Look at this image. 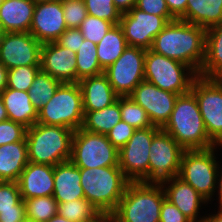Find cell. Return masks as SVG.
I'll list each match as a JSON object with an SVG mask.
<instances>
[{
    "label": "cell",
    "instance_id": "d6986e66",
    "mask_svg": "<svg viewBox=\"0 0 222 222\" xmlns=\"http://www.w3.org/2000/svg\"><path fill=\"white\" fill-rule=\"evenodd\" d=\"M76 52L57 42L41 47L40 69L62 83H76Z\"/></svg>",
    "mask_w": 222,
    "mask_h": 222
},
{
    "label": "cell",
    "instance_id": "2e32d148",
    "mask_svg": "<svg viewBox=\"0 0 222 222\" xmlns=\"http://www.w3.org/2000/svg\"><path fill=\"white\" fill-rule=\"evenodd\" d=\"M178 95L143 80L129 96L147 112L152 125L163 128L170 119Z\"/></svg>",
    "mask_w": 222,
    "mask_h": 222
},
{
    "label": "cell",
    "instance_id": "db71d44e",
    "mask_svg": "<svg viewBox=\"0 0 222 222\" xmlns=\"http://www.w3.org/2000/svg\"><path fill=\"white\" fill-rule=\"evenodd\" d=\"M32 1L36 4V3H45V2L55 1V0H32Z\"/></svg>",
    "mask_w": 222,
    "mask_h": 222
},
{
    "label": "cell",
    "instance_id": "c3c4849f",
    "mask_svg": "<svg viewBox=\"0 0 222 222\" xmlns=\"http://www.w3.org/2000/svg\"><path fill=\"white\" fill-rule=\"evenodd\" d=\"M217 192V194H216ZM216 197L218 196L217 200H218V209H222V165L219 164L218 167V175H217V184H216V190H215V194Z\"/></svg>",
    "mask_w": 222,
    "mask_h": 222
},
{
    "label": "cell",
    "instance_id": "e0dca14e",
    "mask_svg": "<svg viewBox=\"0 0 222 222\" xmlns=\"http://www.w3.org/2000/svg\"><path fill=\"white\" fill-rule=\"evenodd\" d=\"M62 1L36 3L29 32L41 43L56 42L67 29Z\"/></svg>",
    "mask_w": 222,
    "mask_h": 222
},
{
    "label": "cell",
    "instance_id": "30bf717a",
    "mask_svg": "<svg viewBox=\"0 0 222 222\" xmlns=\"http://www.w3.org/2000/svg\"><path fill=\"white\" fill-rule=\"evenodd\" d=\"M190 91L198 102L209 138L222 146V79L197 76Z\"/></svg>",
    "mask_w": 222,
    "mask_h": 222
},
{
    "label": "cell",
    "instance_id": "1f68e13d",
    "mask_svg": "<svg viewBox=\"0 0 222 222\" xmlns=\"http://www.w3.org/2000/svg\"><path fill=\"white\" fill-rule=\"evenodd\" d=\"M58 214L72 222H97L103 217L85 198L58 203Z\"/></svg>",
    "mask_w": 222,
    "mask_h": 222
},
{
    "label": "cell",
    "instance_id": "8d00e7d4",
    "mask_svg": "<svg viewBox=\"0 0 222 222\" xmlns=\"http://www.w3.org/2000/svg\"><path fill=\"white\" fill-rule=\"evenodd\" d=\"M113 26L114 24L110 21L99 19L98 17L87 14L78 29L82 33L84 39L98 44L108 30Z\"/></svg>",
    "mask_w": 222,
    "mask_h": 222
},
{
    "label": "cell",
    "instance_id": "b9f144b4",
    "mask_svg": "<svg viewBox=\"0 0 222 222\" xmlns=\"http://www.w3.org/2000/svg\"><path fill=\"white\" fill-rule=\"evenodd\" d=\"M135 7L149 14L163 16L168 22L176 20L170 14L165 0H137Z\"/></svg>",
    "mask_w": 222,
    "mask_h": 222
},
{
    "label": "cell",
    "instance_id": "5bb4252c",
    "mask_svg": "<svg viewBox=\"0 0 222 222\" xmlns=\"http://www.w3.org/2000/svg\"><path fill=\"white\" fill-rule=\"evenodd\" d=\"M169 22L163 16L143 12L133 7L123 13L119 22L128 46L151 49L154 38Z\"/></svg>",
    "mask_w": 222,
    "mask_h": 222
},
{
    "label": "cell",
    "instance_id": "ee69618b",
    "mask_svg": "<svg viewBox=\"0 0 222 222\" xmlns=\"http://www.w3.org/2000/svg\"><path fill=\"white\" fill-rule=\"evenodd\" d=\"M160 222H191L175 205L165 199L161 205Z\"/></svg>",
    "mask_w": 222,
    "mask_h": 222
},
{
    "label": "cell",
    "instance_id": "680465c9",
    "mask_svg": "<svg viewBox=\"0 0 222 222\" xmlns=\"http://www.w3.org/2000/svg\"><path fill=\"white\" fill-rule=\"evenodd\" d=\"M61 1H79V0H61Z\"/></svg>",
    "mask_w": 222,
    "mask_h": 222
},
{
    "label": "cell",
    "instance_id": "681fc988",
    "mask_svg": "<svg viewBox=\"0 0 222 222\" xmlns=\"http://www.w3.org/2000/svg\"><path fill=\"white\" fill-rule=\"evenodd\" d=\"M8 69L0 62V94L7 88Z\"/></svg>",
    "mask_w": 222,
    "mask_h": 222
},
{
    "label": "cell",
    "instance_id": "52a82bcc",
    "mask_svg": "<svg viewBox=\"0 0 222 222\" xmlns=\"http://www.w3.org/2000/svg\"><path fill=\"white\" fill-rule=\"evenodd\" d=\"M219 147L222 148L216 145L209 149L185 150L178 174V177L211 203L216 200L213 195L216 190L219 163L221 164L216 157Z\"/></svg>",
    "mask_w": 222,
    "mask_h": 222
},
{
    "label": "cell",
    "instance_id": "7dc6e473",
    "mask_svg": "<svg viewBox=\"0 0 222 222\" xmlns=\"http://www.w3.org/2000/svg\"><path fill=\"white\" fill-rule=\"evenodd\" d=\"M137 0H113L115 7L121 12V14L129 12L135 7Z\"/></svg>",
    "mask_w": 222,
    "mask_h": 222
},
{
    "label": "cell",
    "instance_id": "5b68a950",
    "mask_svg": "<svg viewBox=\"0 0 222 222\" xmlns=\"http://www.w3.org/2000/svg\"><path fill=\"white\" fill-rule=\"evenodd\" d=\"M165 199L161 183L130 182L110 217L115 222H160Z\"/></svg>",
    "mask_w": 222,
    "mask_h": 222
},
{
    "label": "cell",
    "instance_id": "7c38bea8",
    "mask_svg": "<svg viewBox=\"0 0 222 222\" xmlns=\"http://www.w3.org/2000/svg\"><path fill=\"white\" fill-rule=\"evenodd\" d=\"M185 149L162 128L153 136L149 155V183L178 176Z\"/></svg>",
    "mask_w": 222,
    "mask_h": 222
},
{
    "label": "cell",
    "instance_id": "f1b7e54d",
    "mask_svg": "<svg viewBox=\"0 0 222 222\" xmlns=\"http://www.w3.org/2000/svg\"><path fill=\"white\" fill-rule=\"evenodd\" d=\"M82 128L86 131L107 135L121 120L119 97L113 104L96 111H84Z\"/></svg>",
    "mask_w": 222,
    "mask_h": 222
},
{
    "label": "cell",
    "instance_id": "11a10c76",
    "mask_svg": "<svg viewBox=\"0 0 222 222\" xmlns=\"http://www.w3.org/2000/svg\"><path fill=\"white\" fill-rule=\"evenodd\" d=\"M6 32L2 26V23L0 22V38L2 37V35H4Z\"/></svg>",
    "mask_w": 222,
    "mask_h": 222
},
{
    "label": "cell",
    "instance_id": "d4e9b609",
    "mask_svg": "<svg viewBox=\"0 0 222 222\" xmlns=\"http://www.w3.org/2000/svg\"><path fill=\"white\" fill-rule=\"evenodd\" d=\"M29 163L26 141L0 146V181L17 182Z\"/></svg>",
    "mask_w": 222,
    "mask_h": 222
},
{
    "label": "cell",
    "instance_id": "ba28073f",
    "mask_svg": "<svg viewBox=\"0 0 222 222\" xmlns=\"http://www.w3.org/2000/svg\"><path fill=\"white\" fill-rule=\"evenodd\" d=\"M198 75L187 65L146 50L144 60V79L158 88L175 94H185L191 89L193 80Z\"/></svg>",
    "mask_w": 222,
    "mask_h": 222
},
{
    "label": "cell",
    "instance_id": "816d5d0a",
    "mask_svg": "<svg viewBox=\"0 0 222 222\" xmlns=\"http://www.w3.org/2000/svg\"><path fill=\"white\" fill-rule=\"evenodd\" d=\"M8 120L6 108L4 106V103L0 97V122Z\"/></svg>",
    "mask_w": 222,
    "mask_h": 222
},
{
    "label": "cell",
    "instance_id": "cb8c5ba5",
    "mask_svg": "<svg viewBox=\"0 0 222 222\" xmlns=\"http://www.w3.org/2000/svg\"><path fill=\"white\" fill-rule=\"evenodd\" d=\"M0 97L6 108L9 120L21 123L27 128L37 122L38 112L34 108L28 92L6 88L0 94Z\"/></svg>",
    "mask_w": 222,
    "mask_h": 222
},
{
    "label": "cell",
    "instance_id": "836d02e7",
    "mask_svg": "<svg viewBox=\"0 0 222 222\" xmlns=\"http://www.w3.org/2000/svg\"><path fill=\"white\" fill-rule=\"evenodd\" d=\"M121 120L134 129H145L152 127L147 112L136 104L130 96H119Z\"/></svg>",
    "mask_w": 222,
    "mask_h": 222
},
{
    "label": "cell",
    "instance_id": "83f0119b",
    "mask_svg": "<svg viewBox=\"0 0 222 222\" xmlns=\"http://www.w3.org/2000/svg\"><path fill=\"white\" fill-rule=\"evenodd\" d=\"M100 66L105 70L113 64L128 47L119 24L111 27L101 41L96 44Z\"/></svg>",
    "mask_w": 222,
    "mask_h": 222
},
{
    "label": "cell",
    "instance_id": "74e56055",
    "mask_svg": "<svg viewBox=\"0 0 222 222\" xmlns=\"http://www.w3.org/2000/svg\"><path fill=\"white\" fill-rule=\"evenodd\" d=\"M62 8L67 28H79L87 16L84 0L62 1Z\"/></svg>",
    "mask_w": 222,
    "mask_h": 222
},
{
    "label": "cell",
    "instance_id": "e575fe53",
    "mask_svg": "<svg viewBox=\"0 0 222 222\" xmlns=\"http://www.w3.org/2000/svg\"><path fill=\"white\" fill-rule=\"evenodd\" d=\"M40 66H19L8 69L7 88L28 92Z\"/></svg>",
    "mask_w": 222,
    "mask_h": 222
},
{
    "label": "cell",
    "instance_id": "277c9868",
    "mask_svg": "<svg viewBox=\"0 0 222 222\" xmlns=\"http://www.w3.org/2000/svg\"><path fill=\"white\" fill-rule=\"evenodd\" d=\"M74 130L35 123L27 128L26 143L29 162L55 166L70 161Z\"/></svg>",
    "mask_w": 222,
    "mask_h": 222
},
{
    "label": "cell",
    "instance_id": "8992f818",
    "mask_svg": "<svg viewBox=\"0 0 222 222\" xmlns=\"http://www.w3.org/2000/svg\"><path fill=\"white\" fill-rule=\"evenodd\" d=\"M83 97L79 83H62L38 111L36 123L78 130L84 122Z\"/></svg>",
    "mask_w": 222,
    "mask_h": 222
},
{
    "label": "cell",
    "instance_id": "bcb514c9",
    "mask_svg": "<svg viewBox=\"0 0 222 222\" xmlns=\"http://www.w3.org/2000/svg\"><path fill=\"white\" fill-rule=\"evenodd\" d=\"M170 14L180 19L186 13L187 0H165Z\"/></svg>",
    "mask_w": 222,
    "mask_h": 222
},
{
    "label": "cell",
    "instance_id": "8fae6325",
    "mask_svg": "<svg viewBox=\"0 0 222 222\" xmlns=\"http://www.w3.org/2000/svg\"><path fill=\"white\" fill-rule=\"evenodd\" d=\"M161 128L152 126L136 129L119 150V167L130 182L149 183V155L153 136Z\"/></svg>",
    "mask_w": 222,
    "mask_h": 222
},
{
    "label": "cell",
    "instance_id": "f5cc1de1",
    "mask_svg": "<svg viewBox=\"0 0 222 222\" xmlns=\"http://www.w3.org/2000/svg\"><path fill=\"white\" fill-rule=\"evenodd\" d=\"M47 222H72L59 214L54 215L52 218H50Z\"/></svg>",
    "mask_w": 222,
    "mask_h": 222
},
{
    "label": "cell",
    "instance_id": "44dd1931",
    "mask_svg": "<svg viewBox=\"0 0 222 222\" xmlns=\"http://www.w3.org/2000/svg\"><path fill=\"white\" fill-rule=\"evenodd\" d=\"M78 83L82 91L84 111L101 110L116 102L119 97L104 73L83 78Z\"/></svg>",
    "mask_w": 222,
    "mask_h": 222
},
{
    "label": "cell",
    "instance_id": "6da1fadb",
    "mask_svg": "<svg viewBox=\"0 0 222 222\" xmlns=\"http://www.w3.org/2000/svg\"><path fill=\"white\" fill-rule=\"evenodd\" d=\"M206 29L179 19L154 38L151 50L189 66L199 75L205 58Z\"/></svg>",
    "mask_w": 222,
    "mask_h": 222
},
{
    "label": "cell",
    "instance_id": "f907efd6",
    "mask_svg": "<svg viewBox=\"0 0 222 222\" xmlns=\"http://www.w3.org/2000/svg\"><path fill=\"white\" fill-rule=\"evenodd\" d=\"M217 213L205 214L203 222H222V209H217ZM211 214V215H210Z\"/></svg>",
    "mask_w": 222,
    "mask_h": 222
},
{
    "label": "cell",
    "instance_id": "f546056e",
    "mask_svg": "<svg viewBox=\"0 0 222 222\" xmlns=\"http://www.w3.org/2000/svg\"><path fill=\"white\" fill-rule=\"evenodd\" d=\"M76 83L81 79L104 73L97 56L96 44L84 39L76 52Z\"/></svg>",
    "mask_w": 222,
    "mask_h": 222
},
{
    "label": "cell",
    "instance_id": "603a6c76",
    "mask_svg": "<svg viewBox=\"0 0 222 222\" xmlns=\"http://www.w3.org/2000/svg\"><path fill=\"white\" fill-rule=\"evenodd\" d=\"M34 10L32 0H4L0 5V22L5 32H29Z\"/></svg>",
    "mask_w": 222,
    "mask_h": 222
},
{
    "label": "cell",
    "instance_id": "6f0895ef",
    "mask_svg": "<svg viewBox=\"0 0 222 222\" xmlns=\"http://www.w3.org/2000/svg\"><path fill=\"white\" fill-rule=\"evenodd\" d=\"M97 222H106V216H103L99 221Z\"/></svg>",
    "mask_w": 222,
    "mask_h": 222
},
{
    "label": "cell",
    "instance_id": "ab89813d",
    "mask_svg": "<svg viewBox=\"0 0 222 222\" xmlns=\"http://www.w3.org/2000/svg\"><path fill=\"white\" fill-rule=\"evenodd\" d=\"M27 127L12 120L0 122V146L8 143L26 141Z\"/></svg>",
    "mask_w": 222,
    "mask_h": 222
},
{
    "label": "cell",
    "instance_id": "9a60e30c",
    "mask_svg": "<svg viewBox=\"0 0 222 222\" xmlns=\"http://www.w3.org/2000/svg\"><path fill=\"white\" fill-rule=\"evenodd\" d=\"M41 47L30 32L5 33L0 38V62L7 69L40 66Z\"/></svg>",
    "mask_w": 222,
    "mask_h": 222
},
{
    "label": "cell",
    "instance_id": "7a4b0ae2",
    "mask_svg": "<svg viewBox=\"0 0 222 222\" xmlns=\"http://www.w3.org/2000/svg\"><path fill=\"white\" fill-rule=\"evenodd\" d=\"M185 150L209 149L216 144L209 138L195 95H178L169 121L162 128Z\"/></svg>",
    "mask_w": 222,
    "mask_h": 222
},
{
    "label": "cell",
    "instance_id": "7402d4cb",
    "mask_svg": "<svg viewBox=\"0 0 222 222\" xmlns=\"http://www.w3.org/2000/svg\"><path fill=\"white\" fill-rule=\"evenodd\" d=\"M80 177V168L71 161L54 166L53 197L57 203L85 198Z\"/></svg>",
    "mask_w": 222,
    "mask_h": 222
},
{
    "label": "cell",
    "instance_id": "4dcf8cb0",
    "mask_svg": "<svg viewBox=\"0 0 222 222\" xmlns=\"http://www.w3.org/2000/svg\"><path fill=\"white\" fill-rule=\"evenodd\" d=\"M61 84V81L41 69L38 71L28 90L29 98L37 112L47 104Z\"/></svg>",
    "mask_w": 222,
    "mask_h": 222
},
{
    "label": "cell",
    "instance_id": "ac0fdd59",
    "mask_svg": "<svg viewBox=\"0 0 222 222\" xmlns=\"http://www.w3.org/2000/svg\"><path fill=\"white\" fill-rule=\"evenodd\" d=\"M166 199L175 205L191 222H203L204 216L200 215L202 205L208 202L191 185L180 177L175 176L161 182Z\"/></svg>",
    "mask_w": 222,
    "mask_h": 222
},
{
    "label": "cell",
    "instance_id": "d6a6232c",
    "mask_svg": "<svg viewBox=\"0 0 222 222\" xmlns=\"http://www.w3.org/2000/svg\"><path fill=\"white\" fill-rule=\"evenodd\" d=\"M24 203L29 222H47L58 214V203L53 196L29 198Z\"/></svg>",
    "mask_w": 222,
    "mask_h": 222
},
{
    "label": "cell",
    "instance_id": "d590c367",
    "mask_svg": "<svg viewBox=\"0 0 222 222\" xmlns=\"http://www.w3.org/2000/svg\"><path fill=\"white\" fill-rule=\"evenodd\" d=\"M87 14L99 19L119 24L121 12L115 7L113 0H84Z\"/></svg>",
    "mask_w": 222,
    "mask_h": 222
},
{
    "label": "cell",
    "instance_id": "f35d334b",
    "mask_svg": "<svg viewBox=\"0 0 222 222\" xmlns=\"http://www.w3.org/2000/svg\"><path fill=\"white\" fill-rule=\"evenodd\" d=\"M22 200L19 185L15 181H0V211L16 210Z\"/></svg>",
    "mask_w": 222,
    "mask_h": 222
},
{
    "label": "cell",
    "instance_id": "60d3db41",
    "mask_svg": "<svg viewBox=\"0 0 222 222\" xmlns=\"http://www.w3.org/2000/svg\"><path fill=\"white\" fill-rule=\"evenodd\" d=\"M136 129L120 120L106 135L110 143L120 150L133 136Z\"/></svg>",
    "mask_w": 222,
    "mask_h": 222
},
{
    "label": "cell",
    "instance_id": "4316f807",
    "mask_svg": "<svg viewBox=\"0 0 222 222\" xmlns=\"http://www.w3.org/2000/svg\"><path fill=\"white\" fill-rule=\"evenodd\" d=\"M198 76L222 79V23L206 30L205 58Z\"/></svg>",
    "mask_w": 222,
    "mask_h": 222
},
{
    "label": "cell",
    "instance_id": "ffe728a7",
    "mask_svg": "<svg viewBox=\"0 0 222 222\" xmlns=\"http://www.w3.org/2000/svg\"><path fill=\"white\" fill-rule=\"evenodd\" d=\"M17 183L23 200L53 196L54 166L29 162Z\"/></svg>",
    "mask_w": 222,
    "mask_h": 222
},
{
    "label": "cell",
    "instance_id": "7bdbcfd3",
    "mask_svg": "<svg viewBox=\"0 0 222 222\" xmlns=\"http://www.w3.org/2000/svg\"><path fill=\"white\" fill-rule=\"evenodd\" d=\"M84 37L78 28H67L56 41L60 46L77 52Z\"/></svg>",
    "mask_w": 222,
    "mask_h": 222
},
{
    "label": "cell",
    "instance_id": "4fadbf2b",
    "mask_svg": "<svg viewBox=\"0 0 222 222\" xmlns=\"http://www.w3.org/2000/svg\"><path fill=\"white\" fill-rule=\"evenodd\" d=\"M146 49L128 46L105 70L109 83L119 96H129L144 79Z\"/></svg>",
    "mask_w": 222,
    "mask_h": 222
},
{
    "label": "cell",
    "instance_id": "f6af8a7d",
    "mask_svg": "<svg viewBox=\"0 0 222 222\" xmlns=\"http://www.w3.org/2000/svg\"><path fill=\"white\" fill-rule=\"evenodd\" d=\"M25 203L22 199L17 205L16 210L0 211V222H26Z\"/></svg>",
    "mask_w": 222,
    "mask_h": 222
},
{
    "label": "cell",
    "instance_id": "484cf974",
    "mask_svg": "<svg viewBox=\"0 0 222 222\" xmlns=\"http://www.w3.org/2000/svg\"><path fill=\"white\" fill-rule=\"evenodd\" d=\"M204 29L222 23V0H187L186 13L179 19Z\"/></svg>",
    "mask_w": 222,
    "mask_h": 222
},
{
    "label": "cell",
    "instance_id": "9c48e42d",
    "mask_svg": "<svg viewBox=\"0 0 222 222\" xmlns=\"http://www.w3.org/2000/svg\"><path fill=\"white\" fill-rule=\"evenodd\" d=\"M70 161L78 168L119 166V150L106 135L81 127L73 134Z\"/></svg>",
    "mask_w": 222,
    "mask_h": 222
},
{
    "label": "cell",
    "instance_id": "3957f363",
    "mask_svg": "<svg viewBox=\"0 0 222 222\" xmlns=\"http://www.w3.org/2000/svg\"><path fill=\"white\" fill-rule=\"evenodd\" d=\"M85 199L102 216H110L117 208L130 181L119 166L80 168Z\"/></svg>",
    "mask_w": 222,
    "mask_h": 222
},
{
    "label": "cell",
    "instance_id": "9f6ffc18",
    "mask_svg": "<svg viewBox=\"0 0 222 222\" xmlns=\"http://www.w3.org/2000/svg\"><path fill=\"white\" fill-rule=\"evenodd\" d=\"M106 222H115L110 216H106Z\"/></svg>",
    "mask_w": 222,
    "mask_h": 222
}]
</instances>
